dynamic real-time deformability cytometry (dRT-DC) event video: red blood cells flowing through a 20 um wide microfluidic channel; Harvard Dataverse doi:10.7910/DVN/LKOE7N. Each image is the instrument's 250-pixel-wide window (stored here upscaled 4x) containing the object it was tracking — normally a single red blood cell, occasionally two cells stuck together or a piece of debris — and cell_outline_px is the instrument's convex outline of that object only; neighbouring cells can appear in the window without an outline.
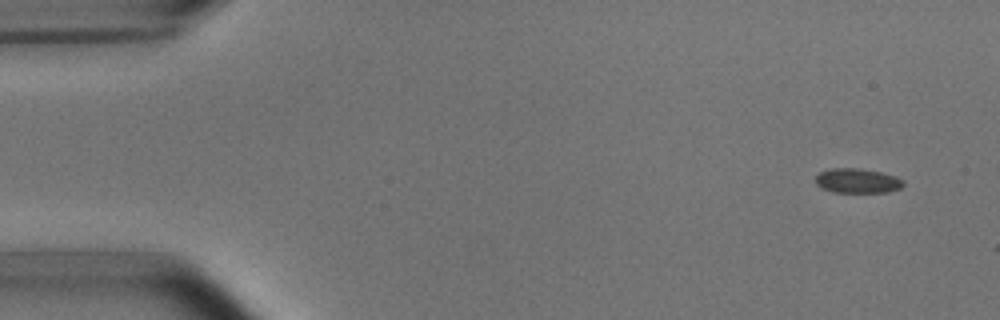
{"species": "common noctule bat (a hibernating species)", "species_latin": "Nyctalus noctula", "temperature_condition": "room temperature", "stored_images_in_passage": 7, "camera_frame_rate_fps": 3000, "um_per_image_px": 0.085, "animal": {"sex": "male", "body_mass_g": 15.6}, "frame": {"image": 1, "passage_image": 1, "time_ms": 0.0, "image_size_px": [1000, 320], "cell_outline_px": [[904, 184], [900, 188], [888, 192], [832, 192], [820, 188], [816, 184], [816, 176], [820, 172], [832, 168], [856, 168], [880, 172], [896, 176], [904, 180]], "centroid_in_image_um": [72.87, 15.37], "position_along_channel_um": 12.1, "area_um2": 12.6}}
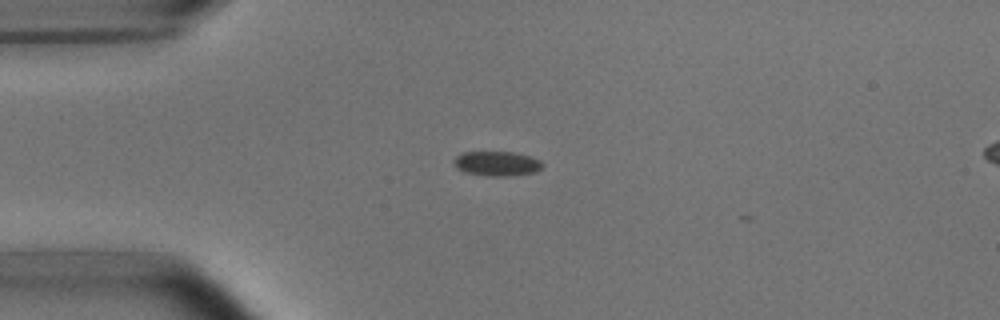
{"frame": {"image": 2, "passage_image": 4, "time_ms": 3.333, "image_size_px": [1000, 320], "cell_outline_px": [[544, 164], [536, 172], [508, 176], [488, 176], [464, 172], [456, 168], [452, 160], [456, 156], [464, 152], [512, 152], [528, 156], [540, 160]], "centroid_in_image_um": [42.2, 13.91], "position_along_channel_um": 42.8, "area_um2": 12.72}}
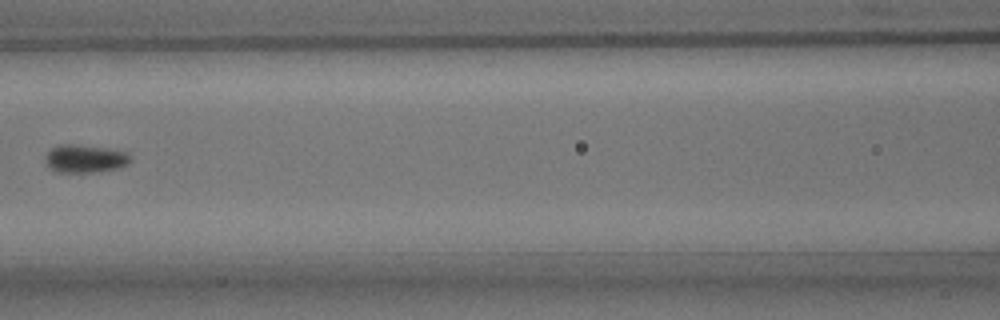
{"frame": {"image": 3, "passage_image": 7, "time_ms": 7.0, "image_size_px": [1000, 320], "cell_outline_px": [[132, 160], [128, 164], [116, 168], [92, 172], [52, 172], [48, 168], [44, 160], [48, 152], [52, 148], [64, 144], [72, 144], [128, 152], [132, 156]], "centroid_in_image_um": [7.2, 13.5], "position_along_channel_um": 159.4, "area_um2": 13.76}}